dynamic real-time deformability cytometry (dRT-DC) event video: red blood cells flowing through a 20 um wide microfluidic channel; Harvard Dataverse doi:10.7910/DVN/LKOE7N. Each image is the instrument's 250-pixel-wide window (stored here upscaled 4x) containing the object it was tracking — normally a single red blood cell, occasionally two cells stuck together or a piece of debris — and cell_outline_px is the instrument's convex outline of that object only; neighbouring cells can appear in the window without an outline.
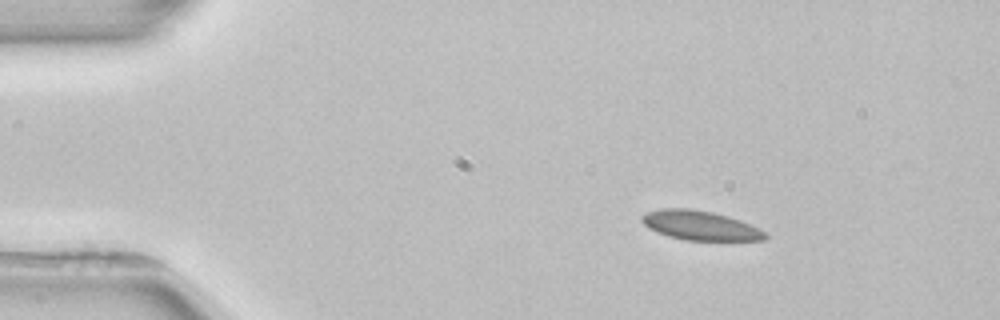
{"species": "common noctule bat (a hibernating species)", "species_latin": "Nyctalus noctula", "temperature_condition": "room temperature", "stored_images_in_passage": 3, "camera_frame_rate_fps": 3000, "um_per_image_px": 0.085, "animal": {"sex": "female", "body_mass_g": 22.7, "forearm_length_mm": 54.2}, "frame": {"image": 1, "passage_image": 1, "time_ms": 0.0, "image_size_px": [1000, 320], "cell_outline_px": [[768, 236], [764, 240], [684, 240], [668, 236], [648, 228], [640, 220], [640, 216], [648, 212], [660, 208], [692, 208], [712, 212], [728, 216], [740, 220], [760, 228]], "centroid_in_image_um": [59.49, 19.15], "position_along_channel_um": 25.5, "area_um2": 21.15}}